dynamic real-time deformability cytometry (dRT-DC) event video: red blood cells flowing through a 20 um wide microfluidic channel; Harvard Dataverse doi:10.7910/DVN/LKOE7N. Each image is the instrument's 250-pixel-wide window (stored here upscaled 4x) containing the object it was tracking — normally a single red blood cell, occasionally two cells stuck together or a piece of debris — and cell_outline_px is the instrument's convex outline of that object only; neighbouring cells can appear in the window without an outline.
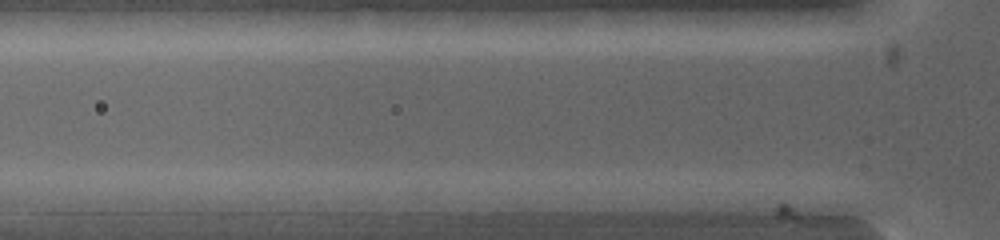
{"species": "common noctule bat (a hibernating species)", "species_latin": "Nyctalus noctula", "temperature_condition": "warm", "stored_images_in_passage": 2, "camera_frame_rate_fps": 5000, "um_per_image_px": 0.085, "animal": {"sex": "female", "body_mass_g": 19.0, "forearm_length_mm": 53.3}, "frame": {"image": 1, "passage_image": 2, "time_ms": 0.2, "image_size_px": [1000, 240], "cell_outline_px": [[620, 200], [576, 212], [496, 212], [496, 200], [568, 192], [600, 192]], "centroid_in_image_um": [47.16, 17.22], "position_along_channel_um": 78.6, "area_um2": 13.35}}